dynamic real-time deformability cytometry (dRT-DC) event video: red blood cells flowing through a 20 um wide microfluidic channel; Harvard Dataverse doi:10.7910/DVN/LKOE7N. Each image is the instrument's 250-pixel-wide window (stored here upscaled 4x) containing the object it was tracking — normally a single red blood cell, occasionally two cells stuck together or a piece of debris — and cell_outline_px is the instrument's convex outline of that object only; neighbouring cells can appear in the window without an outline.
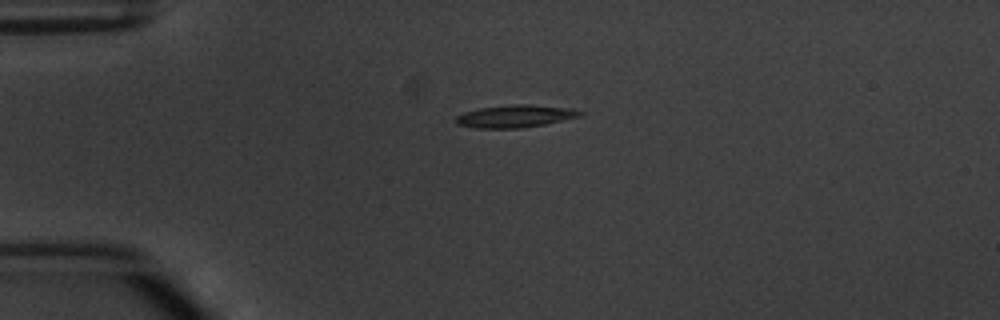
{"species": "common noctule bat (a hibernating species)", "species_latin": "Nyctalus noctula", "temperature_condition": "warm", "stored_images_in_passage": 2, "camera_frame_rate_fps": 3000, "um_per_image_px": 0.085, "animal": {"sex": "male", "body_mass_g": 20.1, "forearm_length_mm": 53.5}, "frame": {"image": 1, "passage_image": 1, "time_ms": 0.0, "image_size_px": [1000, 320], "cell_outline_px": [[584, 112], [580, 116], [544, 124], [520, 128], [476, 128], [456, 124], [456, 116], [464, 112], [480, 108], [512, 104], [528, 104], [572, 108]], "centroid_in_image_um": [43.78, 9.87], "position_along_channel_um": 41.2, "area_um2": 16.18}}